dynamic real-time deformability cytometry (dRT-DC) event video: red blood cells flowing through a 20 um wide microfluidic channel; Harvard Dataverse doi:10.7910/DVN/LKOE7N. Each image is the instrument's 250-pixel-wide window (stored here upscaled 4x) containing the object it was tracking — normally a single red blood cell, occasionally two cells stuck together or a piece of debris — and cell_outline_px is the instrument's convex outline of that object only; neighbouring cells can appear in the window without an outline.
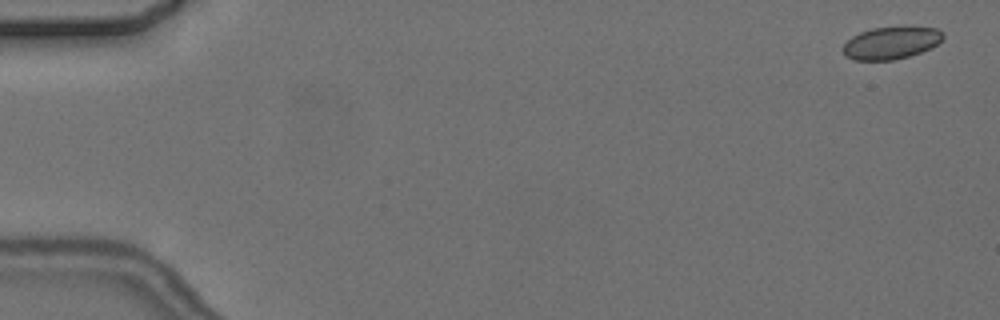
{"species": "common noctule bat (a hibernating species)", "species_latin": "Nyctalus noctula", "temperature_condition": "cold", "stored_images_in_passage": 10, "camera_frame_rate_fps": 3000, "um_per_image_px": 0.085, "animal": {"sex": "female", "body_mass_g": 24.6, "forearm_length_mm": 56.2}, "frame": {"image": 1, "passage_image": 1, "time_ms": 0.0, "image_size_px": [1000, 320], "cell_outline_px": [[944, 36], [932, 48], [908, 56], [892, 60], [852, 60], [844, 56], [840, 48], [852, 36], [860, 32], [872, 28], [936, 28], [944, 32]], "centroid_in_image_um": [75.68, 3.67], "position_along_channel_um": 9.3, "area_um2": 18.67}}
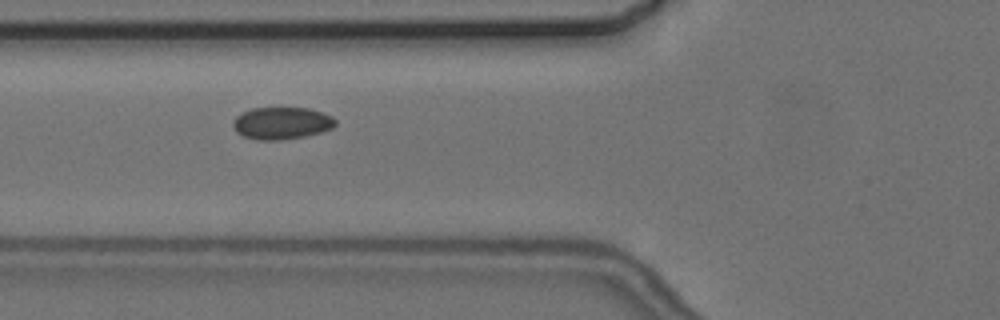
{"frame": {"image": 2, "passage_image": 6, "time_ms": 6.667, "image_size_px": [1000, 320], "cell_outline_px": [[336, 124], [332, 128], [320, 132], [304, 136], [280, 140], [256, 140], [244, 136], [236, 132], [232, 124], [232, 120], [240, 112], [252, 108], [308, 108], [332, 116], [336, 120]], "centroid_in_image_um": [23.9, 10.46], "position_along_channel_um": 101.9, "area_um2": 19.25}}
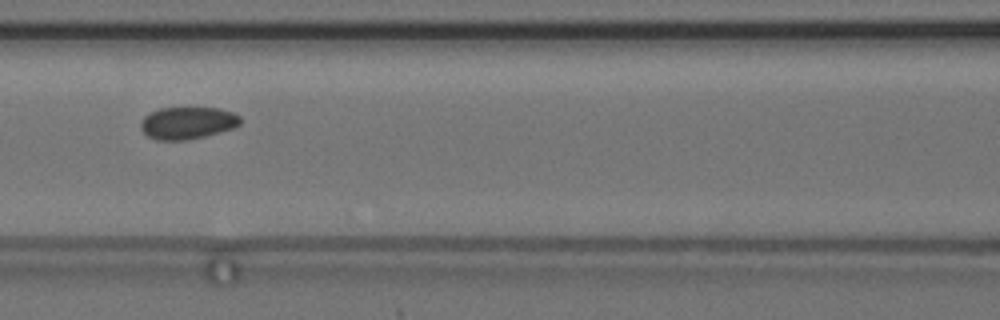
{"frame": {"image": 3, "passage_image": 7, "time_ms": 8.0, "image_size_px": [1000, 320], "cell_outline_px": [[240, 124], [232, 128], [204, 136], [184, 140], [156, 140], [148, 136], [140, 128], [140, 124], [144, 116], [160, 108], [220, 108], [232, 112], [240, 116]], "centroid_in_image_um": [15.92, 10.44], "position_along_channel_um": 150.7, "area_um2": 18.5}}